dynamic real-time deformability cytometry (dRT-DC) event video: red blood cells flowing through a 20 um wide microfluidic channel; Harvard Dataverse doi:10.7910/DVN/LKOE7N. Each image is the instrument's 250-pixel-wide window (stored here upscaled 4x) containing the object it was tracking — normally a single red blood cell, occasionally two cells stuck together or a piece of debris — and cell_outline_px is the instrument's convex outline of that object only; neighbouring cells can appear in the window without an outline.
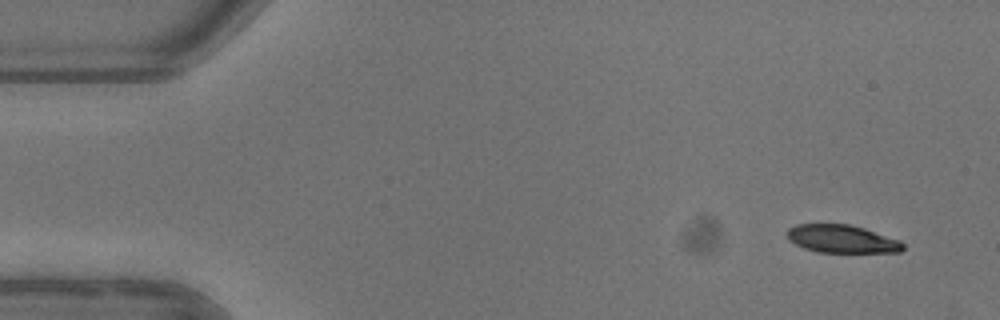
{"species": "common noctule bat (a hibernating species)", "species_latin": "Nyctalus noctula", "temperature_condition": "warm", "stored_images_in_passage": 4, "camera_frame_rate_fps": 3000, "um_per_image_px": 0.085, "animal": {"sex": "female"}, "frame": {"image": 1, "passage_image": 1, "time_ms": 0.0, "image_size_px": [1000, 320], "cell_outline_px": [[904, 248], [900, 252], [816, 252], [804, 248], [788, 240], [788, 228], [796, 224], [848, 224], [864, 228], [900, 240], [904, 244]], "centroid_in_image_um": [71.56, 20.31], "position_along_channel_um": 13.4, "area_um2": 18.84}}